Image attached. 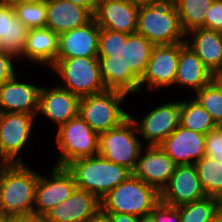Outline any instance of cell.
Masks as SVG:
<instances>
[{
	"label": "cell",
	"instance_id": "obj_1",
	"mask_svg": "<svg viewBox=\"0 0 222 222\" xmlns=\"http://www.w3.org/2000/svg\"><path fill=\"white\" fill-rule=\"evenodd\" d=\"M129 34L100 28L98 60L106 89L134 95L140 92V79L128 65L127 36Z\"/></svg>",
	"mask_w": 222,
	"mask_h": 222
},
{
	"label": "cell",
	"instance_id": "obj_2",
	"mask_svg": "<svg viewBox=\"0 0 222 222\" xmlns=\"http://www.w3.org/2000/svg\"><path fill=\"white\" fill-rule=\"evenodd\" d=\"M38 177L39 173L25 162L3 165L0 180V215L33 216Z\"/></svg>",
	"mask_w": 222,
	"mask_h": 222
},
{
	"label": "cell",
	"instance_id": "obj_3",
	"mask_svg": "<svg viewBox=\"0 0 222 222\" xmlns=\"http://www.w3.org/2000/svg\"><path fill=\"white\" fill-rule=\"evenodd\" d=\"M137 34L144 36L153 45H170L185 42L176 0H158L139 7Z\"/></svg>",
	"mask_w": 222,
	"mask_h": 222
},
{
	"label": "cell",
	"instance_id": "obj_4",
	"mask_svg": "<svg viewBox=\"0 0 222 222\" xmlns=\"http://www.w3.org/2000/svg\"><path fill=\"white\" fill-rule=\"evenodd\" d=\"M78 189L89 191L99 199L124 182L132 172L100 155L78 158L66 165Z\"/></svg>",
	"mask_w": 222,
	"mask_h": 222
},
{
	"label": "cell",
	"instance_id": "obj_5",
	"mask_svg": "<svg viewBox=\"0 0 222 222\" xmlns=\"http://www.w3.org/2000/svg\"><path fill=\"white\" fill-rule=\"evenodd\" d=\"M159 201L160 192L132 174L100 199L101 213L140 217L149 214Z\"/></svg>",
	"mask_w": 222,
	"mask_h": 222
},
{
	"label": "cell",
	"instance_id": "obj_6",
	"mask_svg": "<svg viewBox=\"0 0 222 222\" xmlns=\"http://www.w3.org/2000/svg\"><path fill=\"white\" fill-rule=\"evenodd\" d=\"M127 93L106 89L81 97L79 116L99 135L121 125L130 117L122 107Z\"/></svg>",
	"mask_w": 222,
	"mask_h": 222
},
{
	"label": "cell",
	"instance_id": "obj_7",
	"mask_svg": "<svg viewBox=\"0 0 222 222\" xmlns=\"http://www.w3.org/2000/svg\"><path fill=\"white\" fill-rule=\"evenodd\" d=\"M51 68L64 83L58 86L80 98L106 90L100 74L98 57L56 59Z\"/></svg>",
	"mask_w": 222,
	"mask_h": 222
},
{
	"label": "cell",
	"instance_id": "obj_8",
	"mask_svg": "<svg viewBox=\"0 0 222 222\" xmlns=\"http://www.w3.org/2000/svg\"><path fill=\"white\" fill-rule=\"evenodd\" d=\"M142 144L136 124L129 117L118 127L99 134L98 155L132 172L143 149Z\"/></svg>",
	"mask_w": 222,
	"mask_h": 222
},
{
	"label": "cell",
	"instance_id": "obj_9",
	"mask_svg": "<svg viewBox=\"0 0 222 222\" xmlns=\"http://www.w3.org/2000/svg\"><path fill=\"white\" fill-rule=\"evenodd\" d=\"M57 130L55 143L60 152L54 165L66 166L75 159L98 155L99 135L80 116Z\"/></svg>",
	"mask_w": 222,
	"mask_h": 222
},
{
	"label": "cell",
	"instance_id": "obj_10",
	"mask_svg": "<svg viewBox=\"0 0 222 222\" xmlns=\"http://www.w3.org/2000/svg\"><path fill=\"white\" fill-rule=\"evenodd\" d=\"M35 118L28 113H0V151L9 163H24L20 153L28 146Z\"/></svg>",
	"mask_w": 222,
	"mask_h": 222
},
{
	"label": "cell",
	"instance_id": "obj_11",
	"mask_svg": "<svg viewBox=\"0 0 222 222\" xmlns=\"http://www.w3.org/2000/svg\"><path fill=\"white\" fill-rule=\"evenodd\" d=\"M181 43L154 45L144 75L140 79V92L144 85L151 91L174 86Z\"/></svg>",
	"mask_w": 222,
	"mask_h": 222
},
{
	"label": "cell",
	"instance_id": "obj_12",
	"mask_svg": "<svg viewBox=\"0 0 222 222\" xmlns=\"http://www.w3.org/2000/svg\"><path fill=\"white\" fill-rule=\"evenodd\" d=\"M50 177L39 174L33 216H43L49 209L66 200L77 188L66 166H52Z\"/></svg>",
	"mask_w": 222,
	"mask_h": 222
},
{
	"label": "cell",
	"instance_id": "obj_13",
	"mask_svg": "<svg viewBox=\"0 0 222 222\" xmlns=\"http://www.w3.org/2000/svg\"><path fill=\"white\" fill-rule=\"evenodd\" d=\"M136 124L138 134L147 145L159 146L178 126L180 100L168 101L148 111L141 121L130 115Z\"/></svg>",
	"mask_w": 222,
	"mask_h": 222
},
{
	"label": "cell",
	"instance_id": "obj_14",
	"mask_svg": "<svg viewBox=\"0 0 222 222\" xmlns=\"http://www.w3.org/2000/svg\"><path fill=\"white\" fill-rule=\"evenodd\" d=\"M206 197L194 164L176 165L168 184L160 192V200L180 206Z\"/></svg>",
	"mask_w": 222,
	"mask_h": 222
},
{
	"label": "cell",
	"instance_id": "obj_15",
	"mask_svg": "<svg viewBox=\"0 0 222 222\" xmlns=\"http://www.w3.org/2000/svg\"><path fill=\"white\" fill-rule=\"evenodd\" d=\"M175 167L174 161L160 146L146 145L132 174L161 192L168 184Z\"/></svg>",
	"mask_w": 222,
	"mask_h": 222
},
{
	"label": "cell",
	"instance_id": "obj_16",
	"mask_svg": "<svg viewBox=\"0 0 222 222\" xmlns=\"http://www.w3.org/2000/svg\"><path fill=\"white\" fill-rule=\"evenodd\" d=\"M101 212L100 199L89 191L76 188L66 200L49 209L48 222H88Z\"/></svg>",
	"mask_w": 222,
	"mask_h": 222
},
{
	"label": "cell",
	"instance_id": "obj_17",
	"mask_svg": "<svg viewBox=\"0 0 222 222\" xmlns=\"http://www.w3.org/2000/svg\"><path fill=\"white\" fill-rule=\"evenodd\" d=\"M81 98L68 90L59 87H41L39 93L38 114L45 116L57 127L67 123L70 119L79 116Z\"/></svg>",
	"mask_w": 222,
	"mask_h": 222
},
{
	"label": "cell",
	"instance_id": "obj_18",
	"mask_svg": "<svg viewBox=\"0 0 222 222\" xmlns=\"http://www.w3.org/2000/svg\"><path fill=\"white\" fill-rule=\"evenodd\" d=\"M159 146L176 165L194 164L205 156V135L179 125Z\"/></svg>",
	"mask_w": 222,
	"mask_h": 222
},
{
	"label": "cell",
	"instance_id": "obj_19",
	"mask_svg": "<svg viewBox=\"0 0 222 222\" xmlns=\"http://www.w3.org/2000/svg\"><path fill=\"white\" fill-rule=\"evenodd\" d=\"M139 7L130 0H101L94 19L100 28L134 34Z\"/></svg>",
	"mask_w": 222,
	"mask_h": 222
},
{
	"label": "cell",
	"instance_id": "obj_20",
	"mask_svg": "<svg viewBox=\"0 0 222 222\" xmlns=\"http://www.w3.org/2000/svg\"><path fill=\"white\" fill-rule=\"evenodd\" d=\"M15 75L0 87L1 113H28L38 117L41 87L17 79Z\"/></svg>",
	"mask_w": 222,
	"mask_h": 222
},
{
	"label": "cell",
	"instance_id": "obj_21",
	"mask_svg": "<svg viewBox=\"0 0 222 222\" xmlns=\"http://www.w3.org/2000/svg\"><path fill=\"white\" fill-rule=\"evenodd\" d=\"M100 27L93 18L89 23L59 34L57 59L98 57Z\"/></svg>",
	"mask_w": 222,
	"mask_h": 222
},
{
	"label": "cell",
	"instance_id": "obj_22",
	"mask_svg": "<svg viewBox=\"0 0 222 222\" xmlns=\"http://www.w3.org/2000/svg\"><path fill=\"white\" fill-rule=\"evenodd\" d=\"M47 24L58 35L89 23L94 14L67 0H47Z\"/></svg>",
	"mask_w": 222,
	"mask_h": 222
},
{
	"label": "cell",
	"instance_id": "obj_23",
	"mask_svg": "<svg viewBox=\"0 0 222 222\" xmlns=\"http://www.w3.org/2000/svg\"><path fill=\"white\" fill-rule=\"evenodd\" d=\"M185 43L212 73L222 70V32L194 28L186 33Z\"/></svg>",
	"mask_w": 222,
	"mask_h": 222
},
{
	"label": "cell",
	"instance_id": "obj_24",
	"mask_svg": "<svg viewBox=\"0 0 222 222\" xmlns=\"http://www.w3.org/2000/svg\"><path fill=\"white\" fill-rule=\"evenodd\" d=\"M59 35L50 28H32L29 30L25 41L23 53L18 60L23 57L31 63L47 65L51 69L58 54Z\"/></svg>",
	"mask_w": 222,
	"mask_h": 222
},
{
	"label": "cell",
	"instance_id": "obj_25",
	"mask_svg": "<svg viewBox=\"0 0 222 222\" xmlns=\"http://www.w3.org/2000/svg\"><path fill=\"white\" fill-rule=\"evenodd\" d=\"M213 80V73L204 65L185 42H182L175 85L193 90L194 93Z\"/></svg>",
	"mask_w": 222,
	"mask_h": 222
},
{
	"label": "cell",
	"instance_id": "obj_26",
	"mask_svg": "<svg viewBox=\"0 0 222 222\" xmlns=\"http://www.w3.org/2000/svg\"><path fill=\"white\" fill-rule=\"evenodd\" d=\"M29 28L14 13L12 5L0 4L1 48L17 58L23 53Z\"/></svg>",
	"mask_w": 222,
	"mask_h": 222
},
{
	"label": "cell",
	"instance_id": "obj_27",
	"mask_svg": "<svg viewBox=\"0 0 222 222\" xmlns=\"http://www.w3.org/2000/svg\"><path fill=\"white\" fill-rule=\"evenodd\" d=\"M179 125L204 135L219 127L193 97L191 100L180 101Z\"/></svg>",
	"mask_w": 222,
	"mask_h": 222
},
{
	"label": "cell",
	"instance_id": "obj_28",
	"mask_svg": "<svg viewBox=\"0 0 222 222\" xmlns=\"http://www.w3.org/2000/svg\"><path fill=\"white\" fill-rule=\"evenodd\" d=\"M194 165L206 196L222 200V161L204 156Z\"/></svg>",
	"mask_w": 222,
	"mask_h": 222
},
{
	"label": "cell",
	"instance_id": "obj_29",
	"mask_svg": "<svg viewBox=\"0 0 222 222\" xmlns=\"http://www.w3.org/2000/svg\"><path fill=\"white\" fill-rule=\"evenodd\" d=\"M214 0H176L183 30L187 33L194 28H205V17Z\"/></svg>",
	"mask_w": 222,
	"mask_h": 222
},
{
	"label": "cell",
	"instance_id": "obj_30",
	"mask_svg": "<svg viewBox=\"0 0 222 222\" xmlns=\"http://www.w3.org/2000/svg\"><path fill=\"white\" fill-rule=\"evenodd\" d=\"M153 46L148 39L140 34L134 33L127 36L128 65L139 79L145 73Z\"/></svg>",
	"mask_w": 222,
	"mask_h": 222
},
{
	"label": "cell",
	"instance_id": "obj_31",
	"mask_svg": "<svg viewBox=\"0 0 222 222\" xmlns=\"http://www.w3.org/2000/svg\"><path fill=\"white\" fill-rule=\"evenodd\" d=\"M220 205V199L208 196L192 203L180 205L178 207L181 222H210Z\"/></svg>",
	"mask_w": 222,
	"mask_h": 222
},
{
	"label": "cell",
	"instance_id": "obj_32",
	"mask_svg": "<svg viewBox=\"0 0 222 222\" xmlns=\"http://www.w3.org/2000/svg\"><path fill=\"white\" fill-rule=\"evenodd\" d=\"M15 16L29 29L44 28L47 24L46 1H28L12 5Z\"/></svg>",
	"mask_w": 222,
	"mask_h": 222
},
{
	"label": "cell",
	"instance_id": "obj_33",
	"mask_svg": "<svg viewBox=\"0 0 222 222\" xmlns=\"http://www.w3.org/2000/svg\"><path fill=\"white\" fill-rule=\"evenodd\" d=\"M193 98L209 112L218 126H222V90L212 80L194 93Z\"/></svg>",
	"mask_w": 222,
	"mask_h": 222
},
{
	"label": "cell",
	"instance_id": "obj_34",
	"mask_svg": "<svg viewBox=\"0 0 222 222\" xmlns=\"http://www.w3.org/2000/svg\"><path fill=\"white\" fill-rule=\"evenodd\" d=\"M205 156L222 161V126L205 135Z\"/></svg>",
	"mask_w": 222,
	"mask_h": 222
},
{
	"label": "cell",
	"instance_id": "obj_35",
	"mask_svg": "<svg viewBox=\"0 0 222 222\" xmlns=\"http://www.w3.org/2000/svg\"><path fill=\"white\" fill-rule=\"evenodd\" d=\"M156 222H181L179 207L159 201L150 211Z\"/></svg>",
	"mask_w": 222,
	"mask_h": 222
},
{
	"label": "cell",
	"instance_id": "obj_36",
	"mask_svg": "<svg viewBox=\"0 0 222 222\" xmlns=\"http://www.w3.org/2000/svg\"><path fill=\"white\" fill-rule=\"evenodd\" d=\"M16 59L18 60L12 53L5 50L0 52V87L17 74L13 63Z\"/></svg>",
	"mask_w": 222,
	"mask_h": 222
},
{
	"label": "cell",
	"instance_id": "obj_37",
	"mask_svg": "<svg viewBox=\"0 0 222 222\" xmlns=\"http://www.w3.org/2000/svg\"><path fill=\"white\" fill-rule=\"evenodd\" d=\"M205 28L222 32V3L214 0L205 17Z\"/></svg>",
	"mask_w": 222,
	"mask_h": 222
},
{
	"label": "cell",
	"instance_id": "obj_38",
	"mask_svg": "<svg viewBox=\"0 0 222 222\" xmlns=\"http://www.w3.org/2000/svg\"><path fill=\"white\" fill-rule=\"evenodd\" d=\"M107 215L110 222H139V217L126 213H102Z\"/></svg>",
	"mask_w": 222,
	"mask_h": 222
},
{
	"label": "cell",
	"instance_id": "obj_39",
	"mask_svg": "<svg viewBox=\"0 0 222 222\" xmlns=\"http://www.w3.org/2000/svg\"><path fill=\"white\" fill-rule=\"evenodd\" d=\"M90 10L93 14L96 12L101 0H67Z\"/></svg>",
	"mask_w": 222,
	"mask_h": 222
},
{
	"label": "cell",
	"instance_id": "obj_40",
	"mask_svg": "<svg viewBox=\"0 0 222 222\" xmlns=\"http://www.w3.org/2000/svg\"><path fill=\"white\" fill-rule=\"evenodd\" d=\"M213 81L222 90V70L213 73Z\"/></svg>",
	"mask_w": 222,
	"mask_h": 222
},
{
	"label": "cell",
	"instance_id": "obj_41",
	"mask_svg": "<svg viewBox=\"0 0 222 222\" xmlns=\"http://www.w3.org/2000/svg\"><path fill=\"white\" fill-rule=\"evenodd\" d=\"M88 222H110V220L108 219L107 215H104L100 212L97 216H95Z\"/></svg>",
	"mask_w": 222,
	"mask_h": 222
},
{
	"label": "cell",
	"instance_id": "obj_42",
	"mask_svg": "<svg viewBox=\"0 0 222 222\" xmlns=\"http://www.w3.org/2000/svg\"><path fill=\"white\" fill-rule=\"evenodd\" d=\"M5 222H28V217H5Z\"/></svg>",
	"mask_w": 222,
	"mask_h": 222
},
{
	"label": "cell",
	"instance_id": "obj_43",
	"mask_svg": "<svg viewBox=\"0 0 222 222\" xmlns=\"http://www.w3.org/2000/svg\"><path fill=\"white\" fill-rule=\"evenodd\" d=\"M210 222H222V204L220 205L217 213L212 217Z\"/></svg>",
	"mask_w": 222,
	"mask_h": 222
},
{
	"label": "cell",
	"instance_id": "obj_44",
	"mask_svg": "<svg viewBox=\"0 0 222 222\" xmlns=\"http://www.w3.org/2000/svg\"><path fill=\"white\" fill-rule=\"evenodd\" d=\"M132 3L142 6V5H150L158 0H130Z\"/></svg>",
	"mask_w": 222,
	"mask_h": 222
},
{
	"label": "cell",
	"instance_id": "obj_45",
	"mask_svg": "<svg viewBox=\"0 0 222 222\" xmlns=\"http://www.w3.org/2000/svg\"><path fill=\"white\" fill-rule=\"evenodd\" d=\"M139 222H156L151 213L139 217Z\"/></svg>",
	"mask_w": 222,
	"mask_h": 222
},
{
	"label": "cell",
	"instance_id": "obj_46",
	"mask_svg": "<svg viewBox=\"0 0 222 222\" xmlns=\"http://www.w3.org/2000/svg\"><path fill=\"white\" fill-rule=\"evenodd\" d=\"M28 222H48L43 216H28Z\"/></svg>",
	"mask_w": 222,
	"mask_h": 222
},
{
	"label": "cell",
	"instance_id": "obj_47",
	"mask_svg": "<svg viewBox=\"0 0 222 222\" xmlns=\"http://www.w3.org/2000/svg\"><path fill=\"white\" fill-rule=\"evenodd\" d=\"M23 0H0V4L14 5L15 3L21 2Z\"/></svg>",
	"mask_w": 222,
	"mask_h": 222
},
{
	"label": "cell",
	"instance_id": "obj_48",
	"mask_svg": "<svg viewBox=\"0 0 222 222\" xmlns=\"http://www.w3.org/2000/svg\"><path fill=\"white\" fill-rule=\"evenodd\" d=\"M9 164V162L2 156L0 151V165Z\"/></svg>",
	"mask_w": 222,
	"mask_h": 222
},
{
	"label": "cell",
	"instance_id": "obj_49",
	"mask_svg": "<svg viewBox=\"0 0 222 222\" xmlns=\"http://www.w3.org/2000/svg\"><path fill=\"white\" fill-rule=\"evenodd\" d=\"M2 174H3V165H0V180H1Z\"/></svg>",
	"mask_w": 222,
	"mask_h": 222
},
{
	"label": "cell",
	"instance_id": "obj_50",
	"mask_svg": "<svg viewBox=\"0 0 222 222\" xmlns=\"http://www.w3.org/2000/svg\"><path fill=\"white\" fill-rule=\"evenodd\" d=\"M0 222H5V217L0 215Z\"/></svg>",
	"mask_w": 222,
	"mask_h": 222
},
{
	"label": "cell",
	"instance_id": "obj_51",
	"mask_svg": "<svg viewBox=\"0 0 222 222\" xmlns=\"http://www.w3.org/2000/svg\"><path fill=\"white\" fill-rule=\"evenodd\" d=\"M28 1H47V0H28Z\"/></svg>",
	"mask_w": 222,
	"mask_h": 222
}]
</instances>
